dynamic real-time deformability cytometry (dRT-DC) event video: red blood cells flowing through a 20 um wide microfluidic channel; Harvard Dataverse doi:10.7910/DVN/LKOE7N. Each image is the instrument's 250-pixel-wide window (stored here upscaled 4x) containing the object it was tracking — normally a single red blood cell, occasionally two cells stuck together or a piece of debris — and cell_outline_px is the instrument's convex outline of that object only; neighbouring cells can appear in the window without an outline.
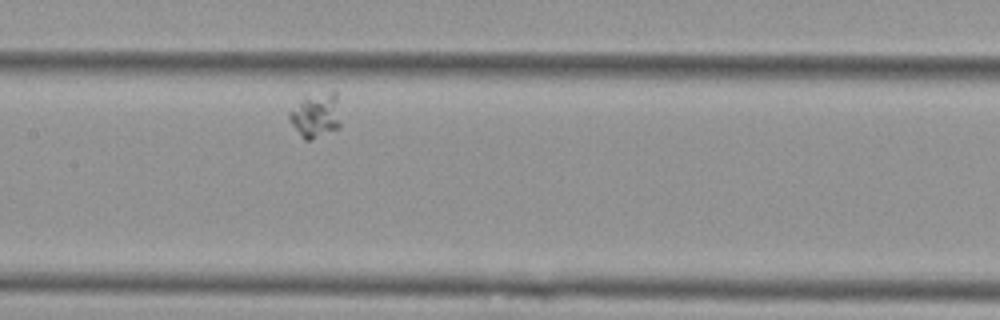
{"species": "Egyptian fruit bat (a non-hibernating species)", "species_latin": "Rousettus aegyptiacus", "temperature_condition": "cold", "stored_images_in_passage": 5, "camera_frame_rate_fps": 3000, "um_per_image_px": 0.085, "animal": {"sex": "female"}, "frame": {"image": 1, "passage_image": 5, "time_ms": 1.333, "image_size_px": [1000, 320], "cell_outline_px": [[340, 128], [312, 140], [304, 140], [300, 136], [292, 124], [288, 116], [288, 112], [304, 96], [332, 88], [336, 88], [340, 124]], "centroid_in_image_um": [26.87, 9.75], "position_along_channel_um": 180.5, "area_um2": 13.93}}